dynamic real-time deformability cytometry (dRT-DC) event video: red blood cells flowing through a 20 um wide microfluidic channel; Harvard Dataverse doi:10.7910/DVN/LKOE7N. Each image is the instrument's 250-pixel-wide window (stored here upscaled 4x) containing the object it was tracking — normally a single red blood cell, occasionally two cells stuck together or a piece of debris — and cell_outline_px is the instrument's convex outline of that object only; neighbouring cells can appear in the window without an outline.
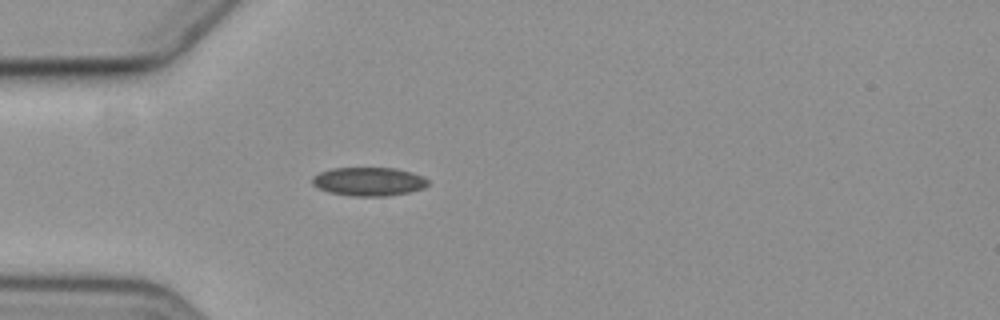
{"species": "common noctule bat (a hibernating species)", "species_latin": "Nyctalus noctula", "temperature_condition": "cold", "stored_images_in_passage": 1, "camera_frame_rate_fps": 3000, "um_per_image_px": 0.085, "animal": {"sex": "female", "body_mass_g": 19.3, "forearm_length_mm": 54.1}, "frame": {"image": 1, "passage_image": 1, "time_ms": 0.0, "image_size_px": [1000, 320], "cell_outline_px": [[428, 184], [424, 188], [408, 192], [388, 196], [352, 196], [328, 192], [312, 184], [312, 176], [320, 172], [332, 168], [396, 168], [412, 172], [424, 176], [428, 180]], "centroid_in_image_um": [31.35, 15.43], "position_along_channel_um": 53.6, "area_um2": 19.36}}